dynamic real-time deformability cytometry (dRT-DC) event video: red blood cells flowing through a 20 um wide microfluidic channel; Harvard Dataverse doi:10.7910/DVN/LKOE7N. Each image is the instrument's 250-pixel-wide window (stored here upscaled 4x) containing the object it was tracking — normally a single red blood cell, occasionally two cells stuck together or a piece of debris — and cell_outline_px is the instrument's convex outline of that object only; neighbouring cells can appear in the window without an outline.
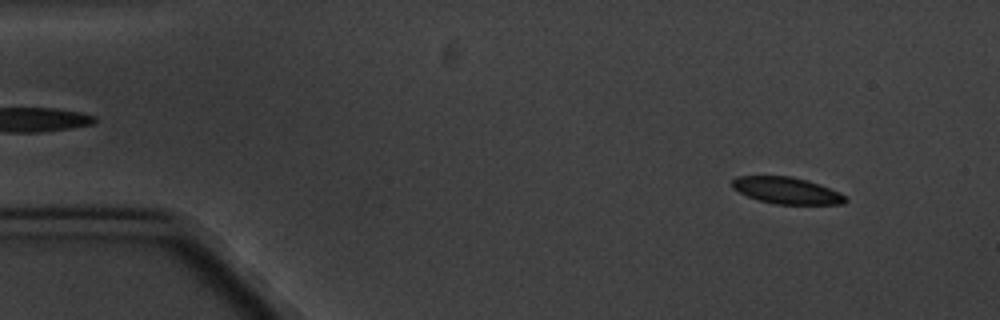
{"species": "common noctule bat (a hibernating species)", "species_latin": "Nyctalus noctula", "temperature_condition": "cold", "stored_images_in_passage": 5, "segment_of_instrument_passage": [1, 2], "camera_frame_rate_fps": 3000, "um_per_image_px": 0.085, "animal": {"sex": "male", "body_mass_g": 20.1, "forearm_length_mm": 53.5}, "frame": {"image": 1, "passage_image": 1, "time_ms": 0.0, "image_size_px": [1000, 320], "cell_outline_px": [[848, 200], [844, 204], [776, 204], [760, 200], [748, 196], [732, 188], [732, 180], [736, 176], [792, 176], [808, 180], [820, 184], [840, 192], [848, 196]], "centroid_in_image_um": [66.92, 16.19], "position_along_channel_um": 18.1, "area_um2": 17.69}}
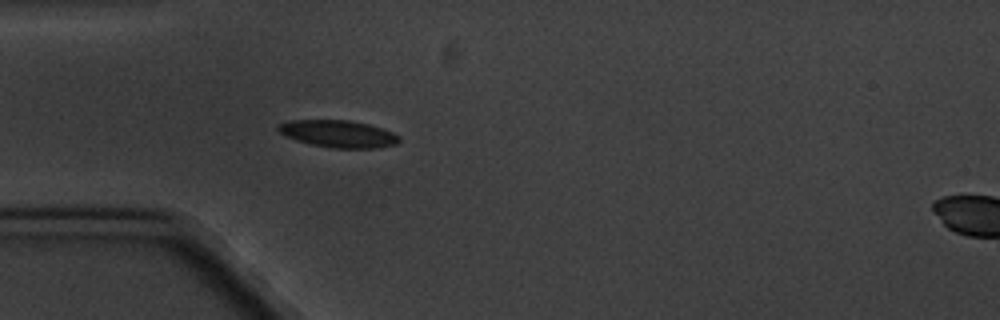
{"frame": {"image": 2, "passage_image": 4, "time_ms": 3.667, "image_size_px": [1000, 320], "cell_outline_px": [[400, 140], [396, 144], [376, 148], [332, 148], [312, 144], [296, 140], [280, 132], [276, 128], [280, 124], [292, 120], [348, 120], [368, 124], [392, 132], [400, 136]], "centroid_in_image_um": [28.78, 11.37], "position_along_channel_um": 56.2, "area_um2": 18.9}}